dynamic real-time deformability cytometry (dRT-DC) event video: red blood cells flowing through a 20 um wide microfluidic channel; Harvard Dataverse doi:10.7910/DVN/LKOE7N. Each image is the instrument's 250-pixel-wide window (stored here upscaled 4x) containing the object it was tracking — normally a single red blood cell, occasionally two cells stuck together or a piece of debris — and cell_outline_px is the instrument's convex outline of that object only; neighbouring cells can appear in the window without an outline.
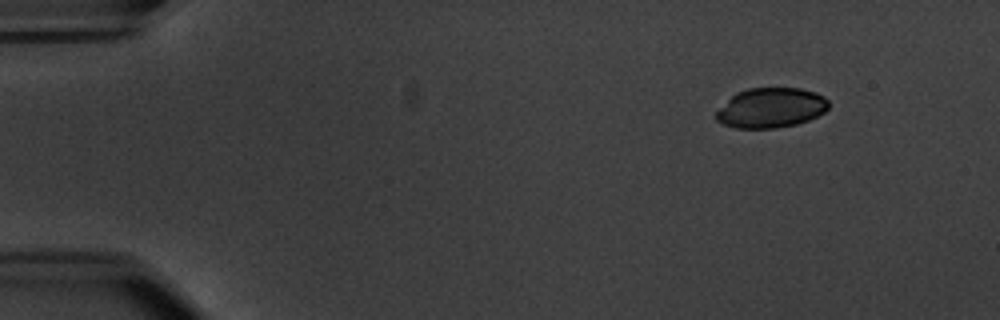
{"species": "common noctule bat (a hibernating species)", "species_latin": "Nyctalus noctula", "temperature_condition": "warm", "stored_images_in_passage": 6, "camera_frame_rate_fps": 3000, "um_per_image_px": 0.085, "animal": {"sex": "male", "body_mass_g": 20.1, "forearm_length_mm": 53.5}, "frame": {"image": 1, "passage_image": 2, "time_ms": 1.333, "image_size_px": [1000, 320], "cell_outline_px": [[828, 108], [824, 112], [808, 120], [796, 124], [772, 128], [732, 128], [716, 120], [712, 116], [736, 92], [748, 88], [800, 88], [816, 92], [824, 96], [828, 100]], "centroid_in_image_um": [65.51, 9.16], "position_along_channel_um": 19.5, "area_um2": 26.18}}